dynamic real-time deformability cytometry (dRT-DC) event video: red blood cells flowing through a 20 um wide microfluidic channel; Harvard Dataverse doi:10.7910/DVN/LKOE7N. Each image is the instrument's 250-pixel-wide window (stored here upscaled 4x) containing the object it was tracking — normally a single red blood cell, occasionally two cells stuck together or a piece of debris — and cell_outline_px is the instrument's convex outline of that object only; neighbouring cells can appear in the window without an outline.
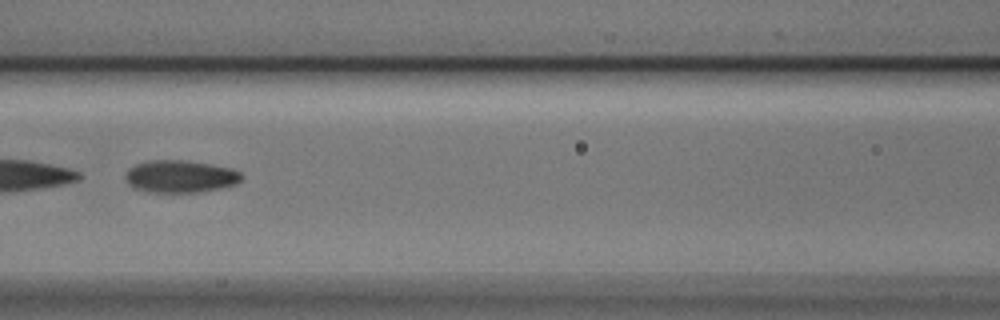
{"species": "Egyptian fruit bat (a non-hibernating species)", "species_latin": "Rousettus aegyptiacus", "temperature_condition": "cold", "stored_images_in_passage": 31, "camera_frame_rate_fps": 3000, "um_per_image_px": 0.085, "animal": {"sex": "male"}, "frame": {"image": 1, "passage_image": 24, "time_ms": 7.667, "image_size_px": [1000, 320], "cell_outline_px": [[244, 176], [236, 184], [220, 188], [200, 192], [148, 192], [132, 188], [124, 180], [124, 176], [128, 168], [136, 164], [148, 160], [180, 160], [212, 164], [232, 168], [240, 172]], "centroid_in_image_um": [15.29, 15.0], "position_along_channel_um": 151.3, "area_um2": 22.2}}